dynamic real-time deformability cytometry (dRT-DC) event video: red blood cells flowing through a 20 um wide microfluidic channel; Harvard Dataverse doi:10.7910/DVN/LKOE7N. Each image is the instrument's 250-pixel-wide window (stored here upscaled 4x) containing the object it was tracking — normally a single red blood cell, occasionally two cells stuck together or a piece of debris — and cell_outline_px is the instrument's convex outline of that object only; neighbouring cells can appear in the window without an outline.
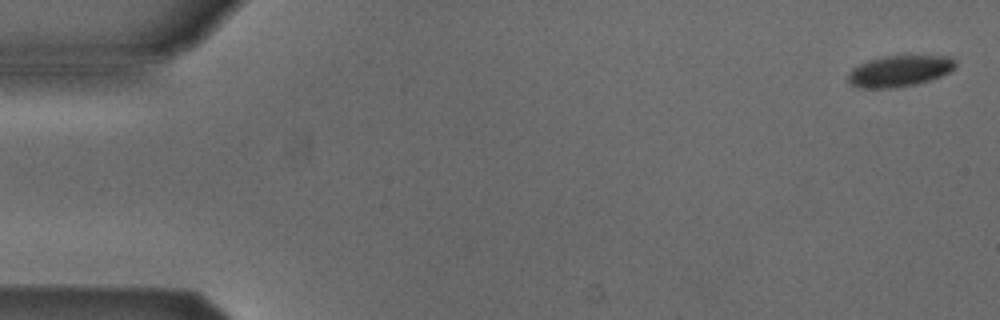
{"species": "Egyptian fruit bat (a non-hibernating species)", "species_latin": "Rousettus aegyptiacus", "temperature_condition": "cold", "stored_images_in_passage": 5, "camera_frame_rate_fps": 3000, "um_per_image_px": 0.085, "animal": {"sex": "male"}, "frame": {"image": 1, "passage_image": 1, "time_ms": 0.0, "image_size_px": [1000, 320], "cell_outline_px": [[956, 64], [948, 72], [940, 76], [916, 84], [892, 88], [860, 88], [852, 84], [848, 80], [848, 72], [852, 68], [868, 60], [884, 56], [952, 56], [956, 60]], "centroid_in_image_um": [76.43, 6.03], "position_along_channel_um": 8.6, "area_um2": 19.36}}
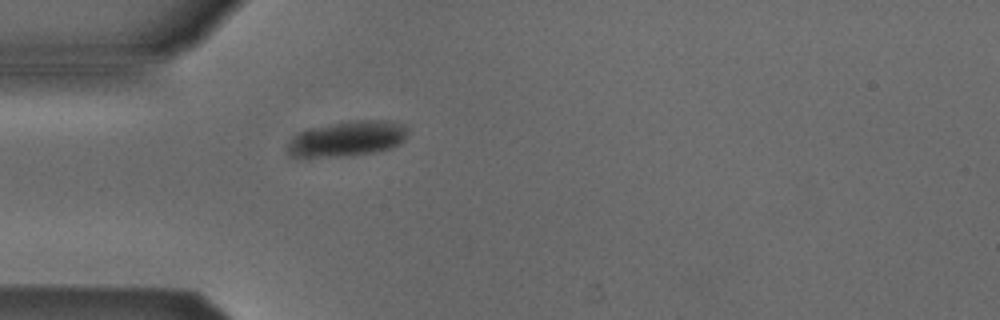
{"frame": {"image": 2, "passage_image": 5, "time_ms": 1.333, "image_size_px": [1000, 320], "cell_outline_px": [[408, 132], [404, 140], [400, 144], [392, 148], [352, 156], [296, 156], [288, 148], [288, 144], [300, 132], [308, 128], [348, 120], [392, 120], [404, 124], [408, 128]], "centroid_in_image_um": [29.64, 11.75], "position_along_channel_um": 55.4, "area_um2": 24.62}}